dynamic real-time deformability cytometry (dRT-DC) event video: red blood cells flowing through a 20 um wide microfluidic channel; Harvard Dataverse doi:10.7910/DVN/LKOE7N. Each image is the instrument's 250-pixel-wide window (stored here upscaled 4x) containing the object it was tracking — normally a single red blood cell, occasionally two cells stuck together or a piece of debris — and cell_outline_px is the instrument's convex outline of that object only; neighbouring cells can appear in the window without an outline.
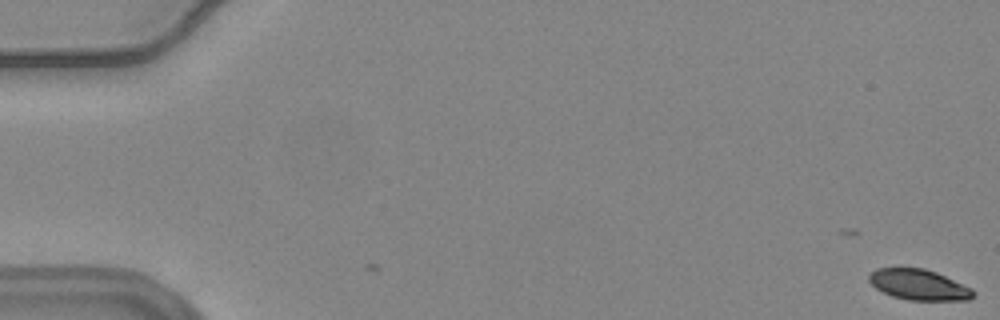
{"species": "common noctule bat (a hibernating species)", "species_latin": "Nyctalus noctula", "temperature_condition": "warm", "stored_images_in_passage": 20, "camera_frame_rate_fps": 3000, "um_per_image_px": 0.085, "animal": {"sex": "female", "body_mass_g": 24.6, "forearm_length_mm": 56.2}, "frame": {"image": 1, "passage_image": 1, "time_ms": 0.0, "image_size_px": [1000, 320], "cell_outline_px": [[976, 292], [968, 300], [908, 300], [892, 296], [876, 288], [868, 280], [868, 276], [876, 268], [924, 268], [936, 272], [972, 288]], "centroid_in_image_um": [78.1, 24.2], "position_along_channel_um": 6.9, "area_um2": 18.5}}